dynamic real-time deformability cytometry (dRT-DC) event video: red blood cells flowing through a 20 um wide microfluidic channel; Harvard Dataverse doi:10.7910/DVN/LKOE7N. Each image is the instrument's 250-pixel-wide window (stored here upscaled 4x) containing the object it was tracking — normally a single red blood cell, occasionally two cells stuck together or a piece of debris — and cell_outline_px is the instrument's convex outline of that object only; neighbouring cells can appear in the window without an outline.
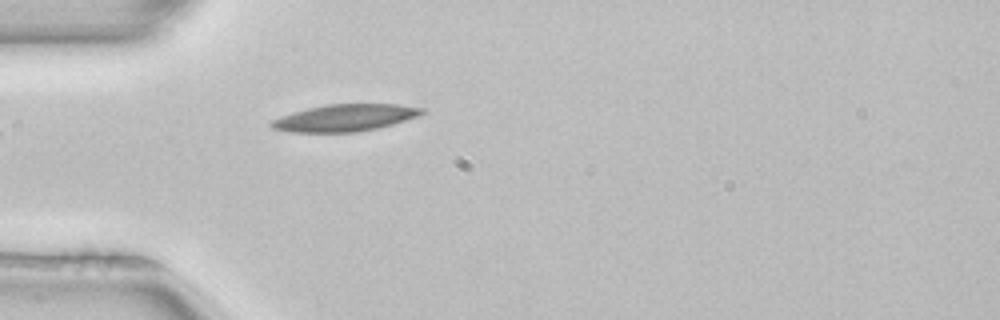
{"species": "common noctule bat (a hibernating species)", "species_latin": "Nyctalus noctula", "temperature_condition": "room temperature", "stored_images_in_passage": 2, "camera_frame_rate_fps": 3000, "um_per_image_px": 0.085, "animal": {"sex": "female", "body_mass_g": 22.7, "forearm_length_mm": 54.2}, "frame": {"image": 1, "passage_image": 2, "time_ms": 0.333, "image_size_px": [1000, 320], "cell_outline_px": [[428, 112], [420, 116], [392, 124], [376, 128], [356, 132], [288, 132], [272, 128], [268, 124], [272, 120], [280, 116], [292, 112], [308, 108], [328, 104], [400, 104], [424, 108]], "centroid_in_image_um": [29.34, 10.01], "position_along_channel_um": 55.7, "area_um2": 23.81}}